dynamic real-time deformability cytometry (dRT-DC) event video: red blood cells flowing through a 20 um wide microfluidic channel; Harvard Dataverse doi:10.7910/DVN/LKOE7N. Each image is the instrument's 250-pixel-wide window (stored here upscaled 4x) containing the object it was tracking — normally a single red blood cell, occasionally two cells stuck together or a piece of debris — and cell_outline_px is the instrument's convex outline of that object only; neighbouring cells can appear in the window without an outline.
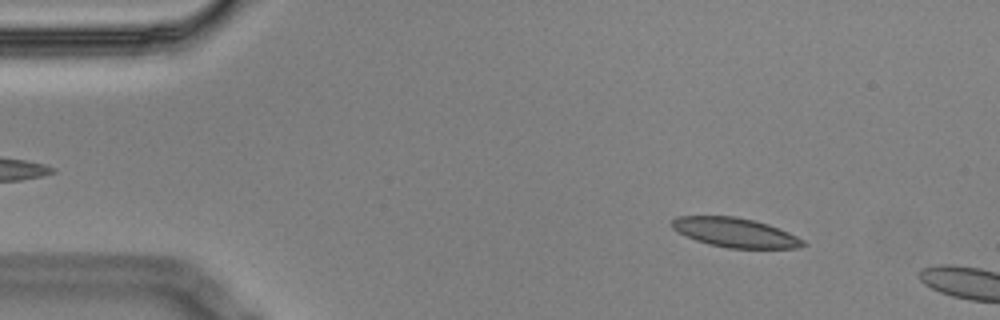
{"species": "Egyptian fruit bat (a non-hibernating species)", "species_latin": "Rousettus aegyptiacus", "temperature_condition": "cold", "stored_images_in_passage": 2, "camera_frame_rate_fps": 3000, "um_per_image_px": 0.085, "animal": {"sex": "male"}, "frame": {"image": 1, "passage_image": 1, "time_ms": 0.0, "image_size_px": [1000, 320], "cell_outline_px": [[808, 244], [796, 248], [728, 248], [708, 244], [696, 240], [672, 228], [672, 220], [676, 216], [736, 216], [768, 224], [788, 232], [804, 240]], "centroid_in_image_um": [62.5, 19.76], "position_along_channel_um": 22.5, "area_um2": 22.25}}